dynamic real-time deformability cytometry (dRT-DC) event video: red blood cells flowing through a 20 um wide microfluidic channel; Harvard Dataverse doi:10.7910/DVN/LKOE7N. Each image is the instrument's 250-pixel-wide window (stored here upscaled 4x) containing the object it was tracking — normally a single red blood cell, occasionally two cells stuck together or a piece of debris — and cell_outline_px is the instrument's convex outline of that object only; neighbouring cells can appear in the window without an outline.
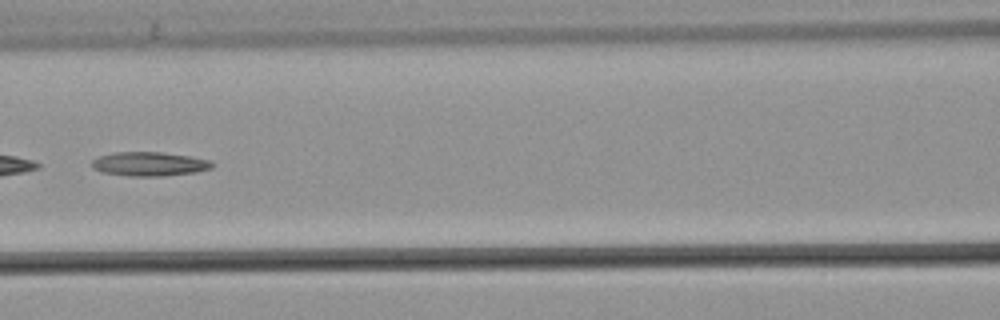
{"species": "common noctule bat (a hibernating species)", "species_latin": "Nyctalus noctula", "temperature_condition": "warm", "stored_images_in_passage": 25, "camera_frame_rate_fps": 3000, "um_per_image_px": 0.085, "animal": {"sex": "male", "body_mass_g": 21.5, "forearm_length_mm": 52.0}, "frame": {"image": 1, "passage_image": 25, "time_ms": 8.0, "image_size_px": [1000, 320], "cell_outline_px": [[216, 164], [212, 168], [196, 172], [164, 176], [128, 176], [100, 172], [92, 168], [92, 160], [100, 156], [112, 152], [160, 152], [188, 156], [212, 160]], "centroid_in_image_um": [12.71, 13.94], "position_along_channel_um": 153.9, "area_um2": 17.05}}